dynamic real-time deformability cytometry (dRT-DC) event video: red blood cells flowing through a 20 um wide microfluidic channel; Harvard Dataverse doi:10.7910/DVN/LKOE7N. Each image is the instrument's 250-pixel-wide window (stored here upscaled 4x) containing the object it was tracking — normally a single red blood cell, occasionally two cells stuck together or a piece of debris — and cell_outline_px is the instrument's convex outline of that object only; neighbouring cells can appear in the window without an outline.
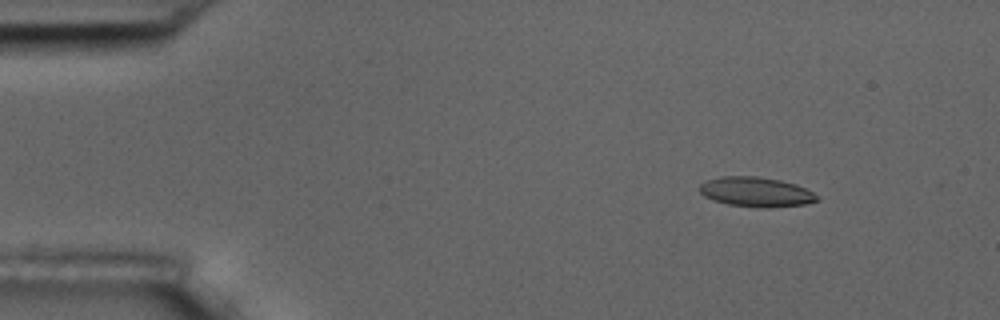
{"species": "common noctule bat (a hibernating species)", "species_latin": "Nyctalus noctula", "temperature_condition": "room temperature", "stored_images_in_passage": 5, "camera_frame_rate_fps": 3000, "um_per_image_px": 0.085, "animal": {"sex": "male", "body_mass_g": 17.5, "forearm_length_mm": 52.3}, "frame": {"image": 1, "passage_image": 2, "time_ms": 1.333, "image_size_px": [1000, 320], "cell_outline_px": [[820, 200], [808, 204], [768, 208], [756, 208], [728, 204], [712, 200], [704, 196], [700, 192], [700, 184], [708, 180], [720, 176], [756, 176], [780, 180], [796, 184], [812, 192]], "centroid_in_image_um": [64.26, 16.33], "position_along_channel_um": 20.7, "area_um2": 20.46}}
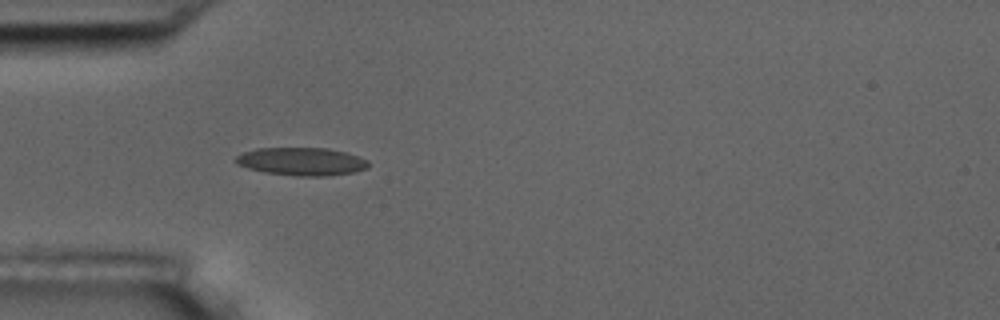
{"frame": {"image": 2, "passage_image": 5, "time_ms": 4.667, "image_size_px": [1000, 320], "cell_outline_px": [[368, 168], [356, 172], [324, 176], [296, 176], [264, 172], [248, 168], [236, 164], [232, 160], [236, 156], [244, 152], [256, 148], [328, 148], [348, 152], [368, 160]], "centroid_in_image_um": [25.64, 13.72], "position_along_channel_um": 59.4, "area_um2": 21.85}}